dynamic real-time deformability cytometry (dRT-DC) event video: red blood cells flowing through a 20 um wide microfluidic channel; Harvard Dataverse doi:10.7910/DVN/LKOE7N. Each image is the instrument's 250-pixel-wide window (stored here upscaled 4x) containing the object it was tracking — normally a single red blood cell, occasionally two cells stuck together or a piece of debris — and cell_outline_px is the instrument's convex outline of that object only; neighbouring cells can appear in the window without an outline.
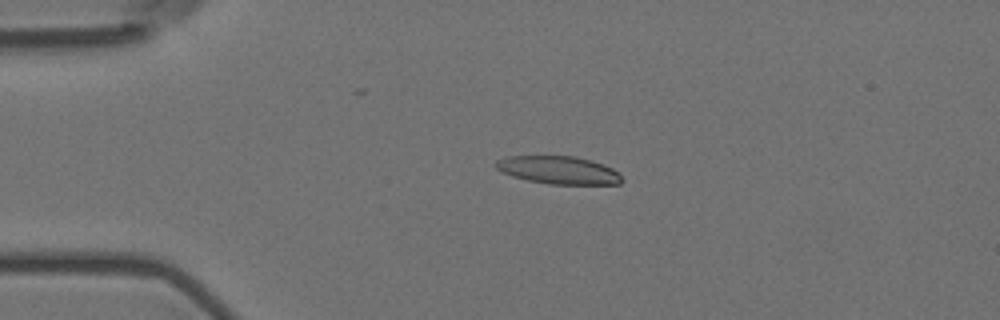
{"species": "Egyptian fruit bat (a non-hibernating species)", "species_latin": "Rousettus aegyptiacus", "temperature_condition": "room temperature", "stored_images_in_passage": 57, "camera_frame_rate_fps": 3000, "um_per_image_px": 0.085, "animal": {"sex": "female"}, "frame": {"image": 1, "passage_image": 13, "time_ms": 4.0, "image_size_px": [1000, 320], "cell_outline_px": [[624, 180], [620, 184], [548, 184], [528, 180], [512, 176], [500, 172], [496, 168], [496, 160], [508, 156], [572, 156], [588, 160], [612, 168]], "centroid_in_image_um": [47.43, 14.46], "position_along_channel_um": 37.6, "area_um2": 20.23}}
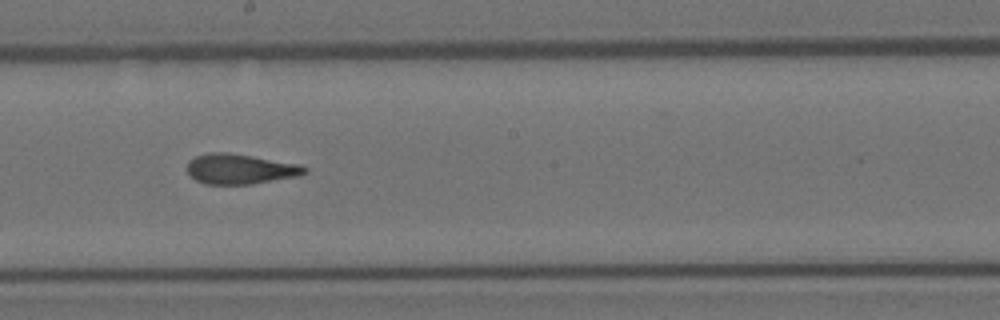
{"frame": {"image": 2, "passage_image": 32, "time_ms": 10.333, "image_size_px": [1000, 320], "cell_outline_px": [[308, 172], [300, 176], [252, 184], [204, 184], [196, 180], [188, 172], [188, 160], [196, 156], [208, 152], [228, 152], [300, 164], [308, 168]], "centroid_in_image_um": [20.44, 14.36], "position_along_channel_um": 227.8, "area_um2": 20.75}}
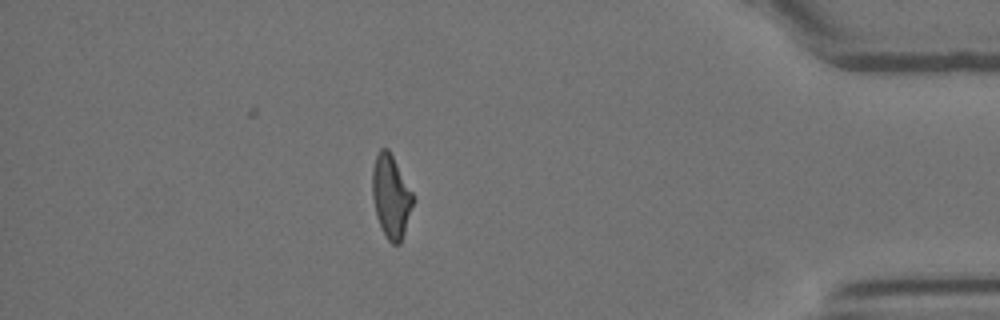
{"frame": {"image": 3, "passage_image": 50, "time_ms": 16.333, "image_size_px": [1000, 320], "cell_outline_px": [[412, 204], [404, 232], [400, 244], [392, 244], [388, 240], [376, 216], [372, 196], [372, 168], [376, 156], [380, 148], [388, 148], [412, 192]], "centroid_in_image_um": [33.2, 16.67], "position_along_channel_um": 402.0, "area_um2": 19.19}, "authors_computed_cell_mechanics": {"area_um2": 20.4612, "velocity_mm_per_s": 3.5945, "shape_relaxation_time_tau1_ms": 9.5569, "shape_relaxation_time_tau2_ms": 1.7806, "deformation_change_tau1": 0.2514, "deformation_change_tau2": 0.1065}}